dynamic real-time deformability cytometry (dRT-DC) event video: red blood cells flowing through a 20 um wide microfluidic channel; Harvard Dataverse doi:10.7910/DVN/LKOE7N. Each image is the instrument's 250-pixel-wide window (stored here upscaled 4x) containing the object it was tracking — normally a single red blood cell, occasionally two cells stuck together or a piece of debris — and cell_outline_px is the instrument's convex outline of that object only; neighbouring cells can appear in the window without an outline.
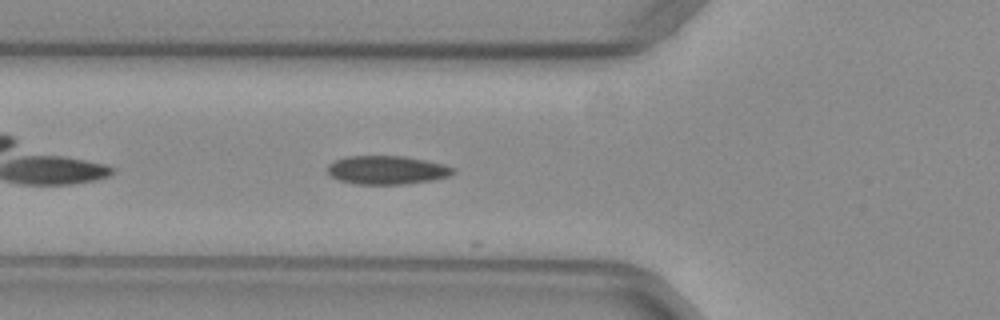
{"species": "common noctule bat (a hibernating species)", "species_latin": "Nyctalus noctula", "temperature_condition": "warm", "stored_images_in_passage": 8, "camera_frame_rate_fps": 3000, "um_per_image_px": 0.085, "animal": {"sex": "female", "body_mass_g": 29.2, "forearm_length_mm": 56.3}, "frame": {"image": 1, "passage_image": 5, "time_ms": 1.333, "image_size_px": [1000, 320], "cell_outline_px": [[456, 172], [448, 176], [432, 180], [404, 184], [352, 184], [340, 180], [332, 176], [328, 172], [328, 164], [344, 156], [404, 156], [444, 164], [456, 168]], "centroid_in_image_um": [32.9, 14.45], "position_along_channel_um": 92.9, "area_um2": 20.92}}